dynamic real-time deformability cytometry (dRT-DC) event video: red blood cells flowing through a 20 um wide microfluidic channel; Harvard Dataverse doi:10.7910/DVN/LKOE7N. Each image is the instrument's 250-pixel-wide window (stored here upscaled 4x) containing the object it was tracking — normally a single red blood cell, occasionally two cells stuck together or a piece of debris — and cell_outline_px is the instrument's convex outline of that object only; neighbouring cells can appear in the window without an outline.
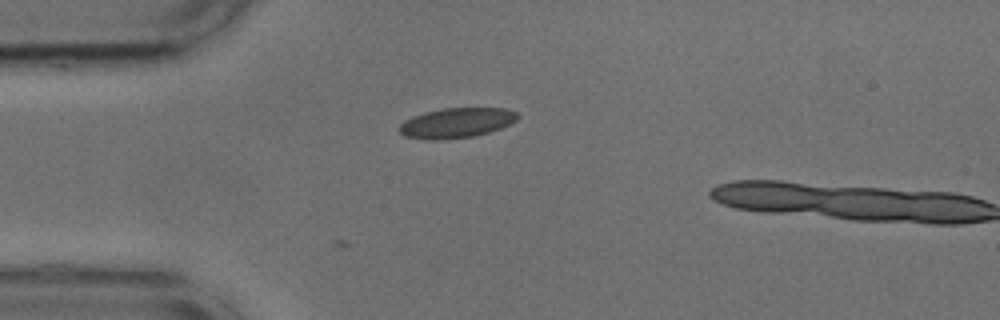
{"species": "common noctule bat (a hibernating species)", "species_latin": "Nyctalus noctula", "temperature_condition": "cold", "stored_images_in_passage": 2, "camera_frame_rate_fps": 3000, "um_per_image_px": 0.085, "animal": {"sex": "male", "body_mass_g": 17.9, "forearm_length_mm": 54.2}, "frame": {"image": 1, "passage_image": 2, "time_ms": 0.333, "image_size_px": [1000, 320], "cell_outline_px": [[520, 116], [516, 120], [500, 128], [488, 132], [472, 136], [448, 140], [428, 140], [404, 136], [400, 132], [400, 124], [404, 120], [412, 116], [424, 112], [444, 108], [504, 108], [516, 112]], "centroid_in_image_um": [38.77, 10.45], "position_along_channel_um": 46.2, "area_um2": 20.69}}